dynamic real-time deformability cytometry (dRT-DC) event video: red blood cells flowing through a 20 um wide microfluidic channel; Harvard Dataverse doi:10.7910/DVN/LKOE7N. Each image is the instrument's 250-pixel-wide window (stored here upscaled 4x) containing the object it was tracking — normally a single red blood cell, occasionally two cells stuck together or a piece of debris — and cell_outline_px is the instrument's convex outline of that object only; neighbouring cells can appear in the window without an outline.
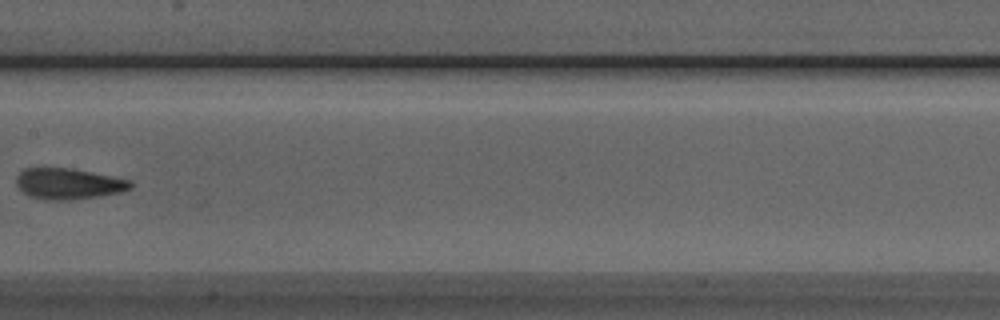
{"species": "Egyptian fruit bat (a non-hibernating species)", "species_latin": "Rousettus aegyptiacus", "temperature_condition": "room temperature", "stored_images_in_passage": 7, "camera_frame_rate_fps": 3000, "um_per_image_px": 0.085, "animal": {"sex": "male"}, "frame": {"image": 1, "passage_image": 6, "time_ms": 1.667, "image_size_px": [1000, 320], "cell_outline_px": [[132, 188], [120, 192], [100, 196], [68, 200], [44, 200], [28, 196], [16, 184], [16, 176], [24, 168], [72, 168], [132, 180]], "centroid_in_image_um": [5.82, 15.62], "position_along_channel_um": 201.6, "area_um2": 20.69}}
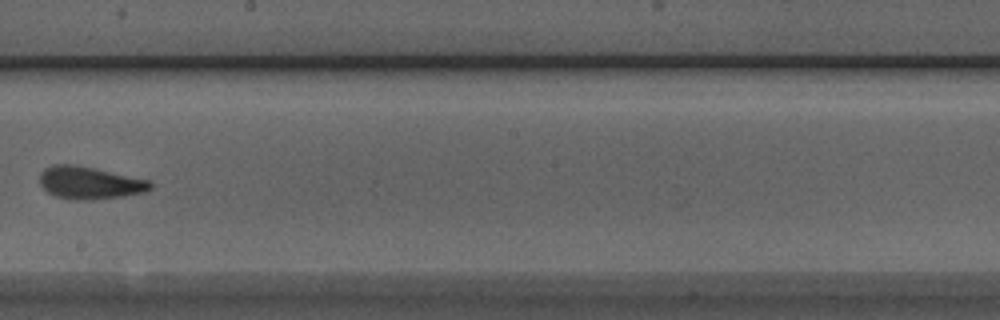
{"frame": {"image": 2, "passage_image": 7, "time_ms": 2.0, "image_size_px": [1000, 320], "cell_outline_px": [[152, 188], [144, 192], [124, 196], [92, 200], [72, 200], [56, 196], [48, 192], [40, 184], [40, 172], [44, 168], [52, 164], [72, 164], [152, 180]], "centroid_in_image_um": [7.62, 15.54], "position_along_channel_um": 240.6, "area_um2": 21.04}}